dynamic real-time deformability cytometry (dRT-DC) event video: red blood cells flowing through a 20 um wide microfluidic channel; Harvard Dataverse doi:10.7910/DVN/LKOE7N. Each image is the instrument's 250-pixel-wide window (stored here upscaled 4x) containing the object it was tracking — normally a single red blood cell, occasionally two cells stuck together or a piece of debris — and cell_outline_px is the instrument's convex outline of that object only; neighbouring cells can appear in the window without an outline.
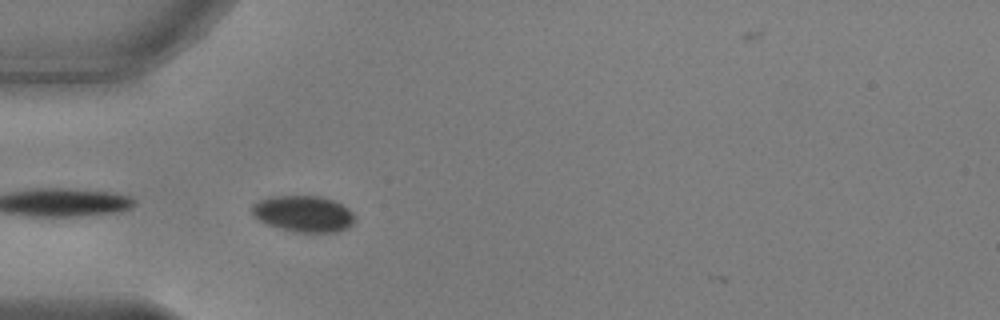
{"species": "common noctule bat (a hibernating species)", "species_latin": "Nyctalus noctula", "temperature_condition": "warm", "stored_images_in_passage": 8, "camera_frame_rate_fps": 3000, "um_per_image_px": 0.085, "animal": {"sex": "male", "body_mass_g": 17.9, "forearm_length_mm": 54.2}, "frame": {"image": 1, "passage_image": 1, "time_ms": 0.0, "image_size_px": [1000, 320], "cell_outline_px": [[356, 216], [352, 224], [348, 228], [336, 232], [296, 232], [280, 228], [268, 224], [252, 216], [252, 204], [268, 196], [320, 196], [332, 200], [348, 208]], "centroid_in_image_um": [25.79, 18.17], "position_along_channel_um": 59.2, "area_um2": 21.73}}